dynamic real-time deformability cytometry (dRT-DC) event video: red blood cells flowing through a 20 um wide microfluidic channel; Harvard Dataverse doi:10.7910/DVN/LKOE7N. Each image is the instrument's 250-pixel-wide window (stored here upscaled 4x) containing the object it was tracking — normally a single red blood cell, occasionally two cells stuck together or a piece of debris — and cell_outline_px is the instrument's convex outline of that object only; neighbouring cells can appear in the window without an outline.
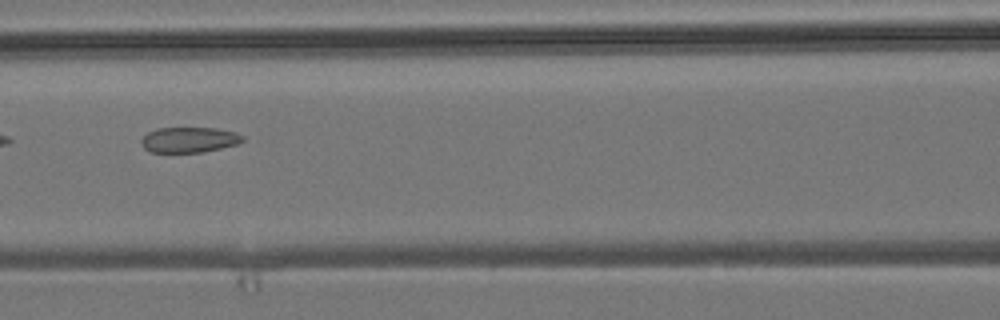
{"species": "common noctule bat (a hibernating species)", "species_latin": "Nyctalus noctula", "temperature_condition": "room temperature", "stored_images_in_passage": 8, "camera_frame_rate_fps": 3000, "um_per_image_px": 0.085, "animal": {"sex": "male", "body_mass_g": 19.2, "forearm_length_mm": 51.8}, "frame": {"image": 1, "passage_image": 5, "time_ms": 4.667, "image_size_px": [1000, 320], "cell_outline_px": [[244, 140], [236, 144], [204, 152], [148, 152], [144, 148], [140, 140], [148, 132], [156, 128], [216, 128], [236, 132], [244, 136]], "centroid_in_image_um": [16.07, 11.88], "position_along_channel_um": 150.5, "area_um2": 15.03}}
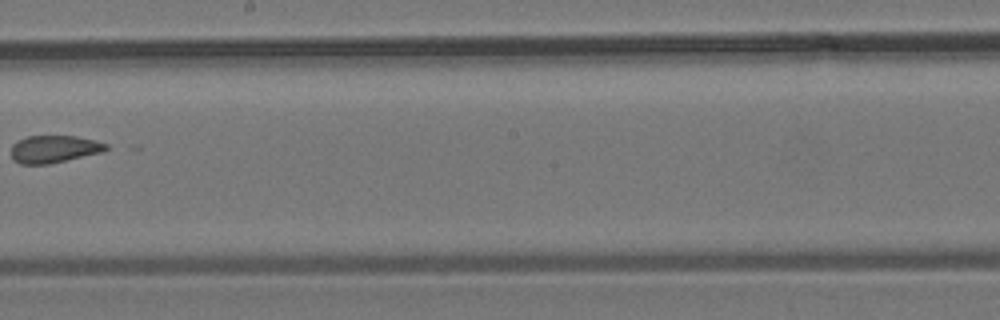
{"frame": {"image": 2, "passage_image": 7, "time_ms": 7.0, "image_size_px": [1000, 320], "cell_outline_px": [[108, 148], [100, 152], [48, 164], [20, 164], [12, 160], [12, 144], [16, 140], [28, 136], [76, 136], [96, 140], [108, 144]], "centroid_in_image_um": [4.55, 12.66], "position_along_channel_um": 243.6, "area_um2": 15.09}}
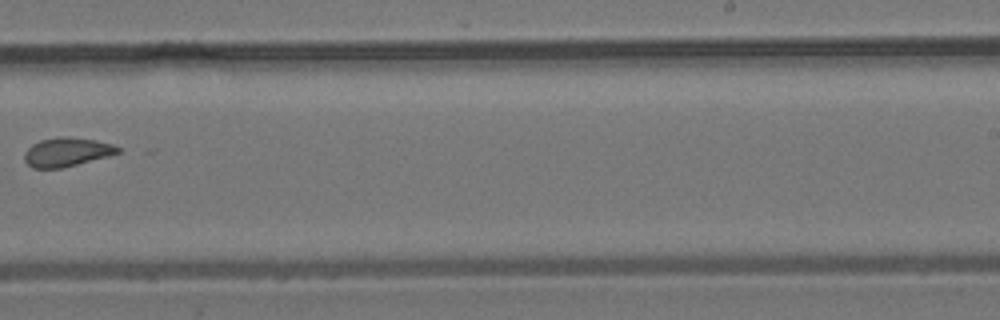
{"frame": {"image": 3, "passage_image": 8, "time_ms": 8.0, "image_size_px": [1000, 320], "cell_outline_px": [[120, 152], [108, 156], [60, 168], [32, 168], [24, 160], [24, 152], [32, 144], [40, 140], [60, 136], [68, 136], [96, 140], [112, 144], [120, 148]], "centroid_in_image_um": [5.65, 12.91], "position_along_channel_um": 283.3, "area_um2": 15.66}}